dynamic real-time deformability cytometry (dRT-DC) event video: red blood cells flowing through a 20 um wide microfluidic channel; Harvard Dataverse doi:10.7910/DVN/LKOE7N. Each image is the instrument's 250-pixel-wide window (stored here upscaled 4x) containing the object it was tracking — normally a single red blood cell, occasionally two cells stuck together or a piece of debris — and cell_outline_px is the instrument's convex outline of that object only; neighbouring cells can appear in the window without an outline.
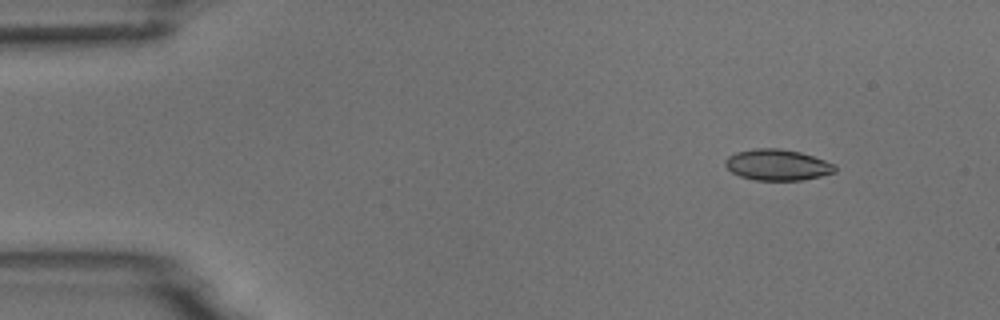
{"species": "common noctule bat (a hibernating species)", "species_latin": "Nyctalus noctula", "temperature_condition": "room temperature", "stored_images_in_passage": 6, "camera_frame_rate_fps": 3000, "um_per_image_px": 0.085, "animal": {"sex": "male", "body_mass_g": 18.8}, "frame": {"image": 1, "passage_image": 2, "time_ms": 1.333, "image_size_px": [1000, 320], "cell_outline_px": [[836, 172], [820, 176], [800, 180], [756, 180], [740, 176], [732, 172], [724, 164], [724, 160], [728, 156], [736, 152], [756, 148], [780, 148], [800, 152], [836, 164]], "centroid_in_image_um": [66.07, 14.01], "position_along_channel_um": 18.9, "area_um2": 19.83}}